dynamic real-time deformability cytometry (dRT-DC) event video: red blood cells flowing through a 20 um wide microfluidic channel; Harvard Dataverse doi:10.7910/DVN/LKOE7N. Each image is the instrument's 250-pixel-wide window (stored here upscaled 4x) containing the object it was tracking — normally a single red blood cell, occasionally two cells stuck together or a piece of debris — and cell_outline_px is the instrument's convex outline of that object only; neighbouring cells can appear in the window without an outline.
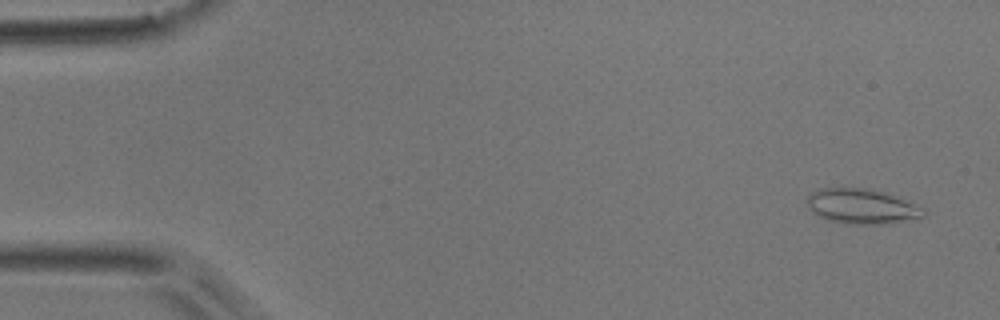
{"species": "common noctule bat (a hibernating species)", "species_latin": "Nyctalus noctula", "temperature_condition": "room temperature", "stored_images_in_passage": 51, "camera_frame_rate_fps": 3000, "um_per_image_px": 0.085, "animal": {"sex": "male", "body_mass_g": 17.9}, "frame": {"image": 1, "passage_image": 3, "time_ms": 0.667, "image_size_px": [1000, 320], "cell_outline_px": [[924, 216], [888, 224], [844, 224], [828, 220], [816, 216], [812, 212], [808, 204], [808, 196], [812, 192], [820, 188], [864, 188], [880, 192], [892, 196], [924, 208]], "centroid_in_image_um": [73.19, 17.56], "position_along_channel_um": 11.8, "area_um2": 23.35}}
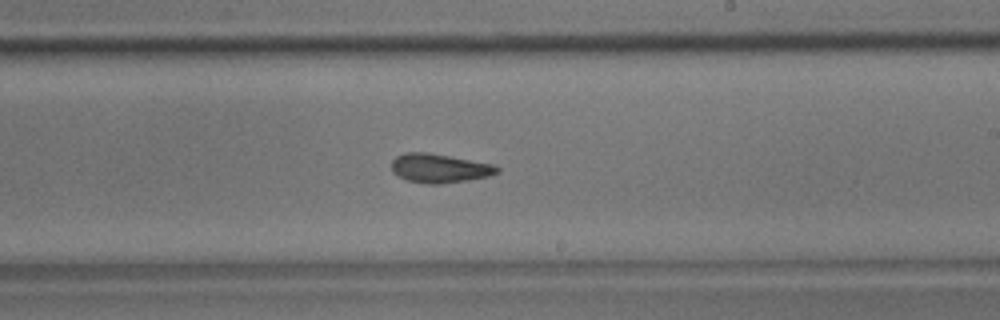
{"frame": {"image": 2, "passage_image": 30, "time_ms": 9.667, "image_size_px": [1000, 320], "cell_outline_px": [[500, 172], [488, 176], [468, 180], [440, 184], [428, 184], [408, 180], [392, 172], [392, 160], [396, 156], [404, 152], [428, 152], [496, 164], [500, 168]], "centroid_in_image_um": [37.39, 14.29], "position_along_channel_um": 251.6, "area_um2": 17.98}}
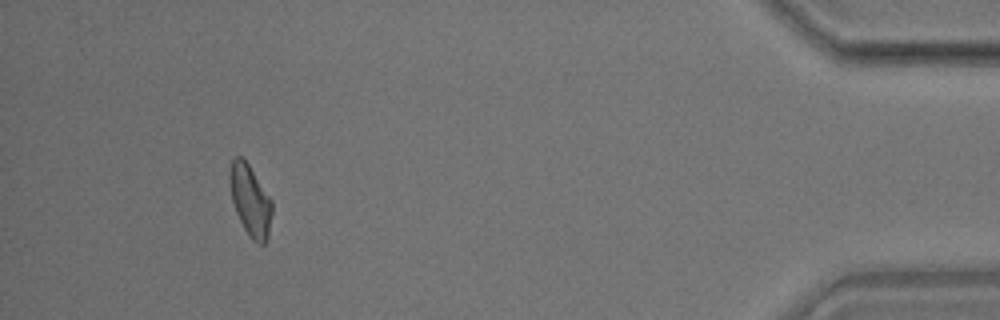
{"frame": {"image": 3, "passage_image": 47, "time_ms": 15.333, "image_size_px": [1000, 320], "cell_outline_px": [[272, 212], [268, 236], [264, 244], [260, 244], [252, 240], [248, 236], [236, 212], [232, 200], [228, 176], [228, 172], [232, 160], [236, 156], [240, 156], [248, 164], [272, 200]], "centroid_in_image_um": [21.26, 17.04], "position_along_channel_um": 413.9, "area_um2": 17.46}, "authors_computed_cell_mechanics": {"area_um2": 17.629, "velocity_mm_per_s": 3.9857, "shape_relaxation_time_tau1_ms": 9.7935, "shape_relaxation_time_tau2_ms": 3.2005, "deformation_change_tau1": 0.1884, "deformation_change_tau2": 0.1055}}